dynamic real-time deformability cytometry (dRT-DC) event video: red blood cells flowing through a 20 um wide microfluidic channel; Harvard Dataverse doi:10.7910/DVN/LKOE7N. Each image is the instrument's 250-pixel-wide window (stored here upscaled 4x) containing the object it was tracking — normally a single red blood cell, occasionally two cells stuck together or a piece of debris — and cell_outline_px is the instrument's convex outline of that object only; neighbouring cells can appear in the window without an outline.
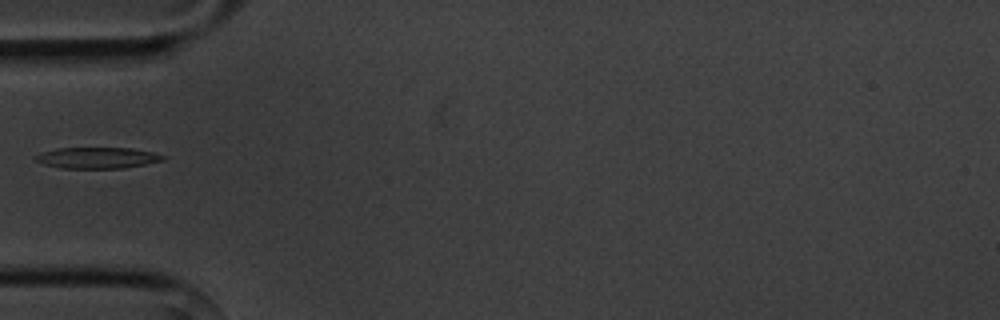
{"species": "common noctule bat (a hibernating species)", "species_latin": "Nyctalus noctula", "temperature_condition": "cold", "stored_images_in_passage": 4, "camera_frame_rate_fps": 3000, "um_per_image_px": 0.085, "animal": {"sex": "male", "body_mass_g": 20.1, "forearm_length_mm": 53.5}, "frame": {"image": 1, "passage_image": 4, "time_ms": 3.333, "image_size_px": [1000, 320], "cell_outline_px": [[168, 156], [164, 160], [124, 168], [60, 168], [44, 164], [36, 160], [32, 156], [40, 152], [56, 148], [132, 148], [152, 152]], "centroid_in_image_um": [8.25, 13.41], "position_along_channel_um": 76.7, "area_um2": 15.78}}